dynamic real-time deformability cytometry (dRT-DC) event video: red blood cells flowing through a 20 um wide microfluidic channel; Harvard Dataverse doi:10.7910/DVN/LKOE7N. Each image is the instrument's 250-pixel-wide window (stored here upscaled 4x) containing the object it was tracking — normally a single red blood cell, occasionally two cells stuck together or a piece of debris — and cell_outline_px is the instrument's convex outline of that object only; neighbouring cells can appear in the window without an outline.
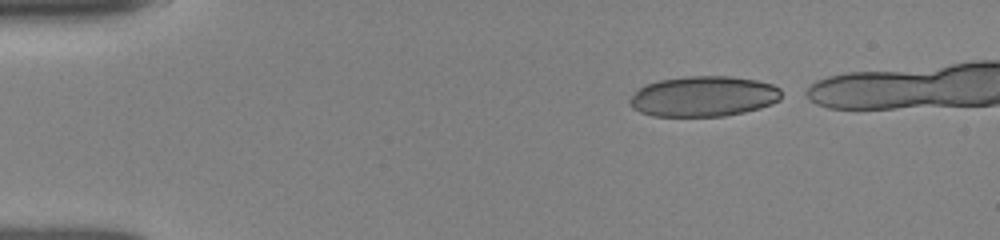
{"species": "human", "species_latin": "Homo sapiens", "temperature_condition": "room temperature", "stored_images_in_passage": 39, "camera_frame_rate_fps": 3000, "um_per_image_px": 0.085, "donor": {"sex": "female"}, "frame": {"image": 1, "passage_image": 1, "time_ms": 0.0, "image_size_px": [1000, 240], "cell_outline_px": [[780, 100], [772, 104], [760, 108], [744, 112], [724, 116], [652, 116], [640, 112], [632, 108], [628, 104], [628, 100], [644, 84], [660, 80], [684, 76], [732, 76], [756, 80], [772, 84], [780, 88]], "centroid_in_image_um": [59.79, 8.19], "position_along_channel_um": 25.2, "area_um2": 35.95}}
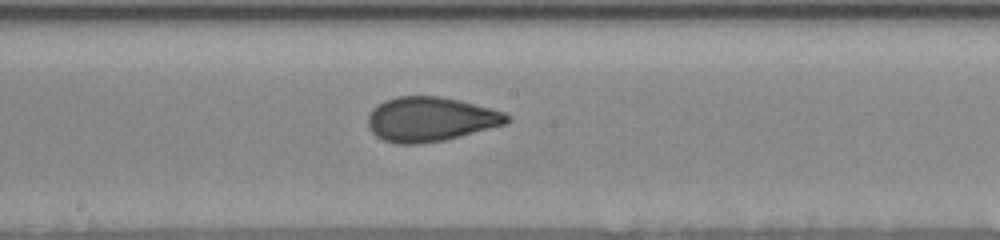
{"frame": {"image": 2, "passage_image": 21, "time_ms": 6.667, "image_size_px": [1000, 240], "cell_outline_px": [[512, 120], [508, 124], [444, 140], [420, 144], [396, 144], [384, 140], [376, 136], [368, 128], [368, 116], [372, 108], [384, 100], [396, 96], [440, 96], [460, 100], [504, 112], [512, 116]], "centroid_in_image_um": [36.6, 10.13], "position_along_channel_um": 211.6, "area_um2": 36.36}}
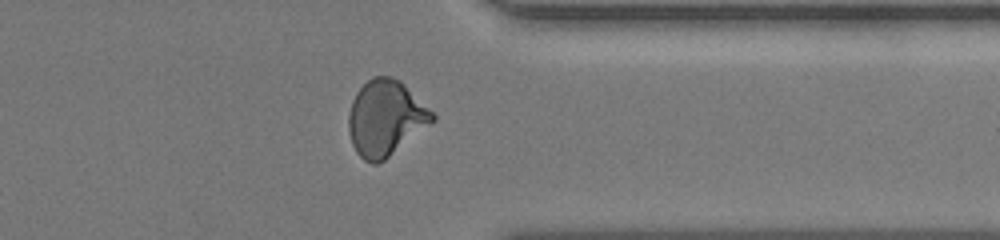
{"frame": {"image": 3, "passage_image": 34, "time_ms": 11.0, "image_size_px": [1000, 240], "cell_outline_px": [[436, 120], [432, 124], [384, 160], [376, 164], [372, 164], [364, 160], [356, 152], [352, 144], [348, 132], [348, 116], [352, 100], [356, 92], [372, 76], [392, 76], [400, 80], [436, 116]], "centroid_in_image_um": [32.76, 10.04], "position_along_channel_um": 378.6, "area_um2": 36.93}}